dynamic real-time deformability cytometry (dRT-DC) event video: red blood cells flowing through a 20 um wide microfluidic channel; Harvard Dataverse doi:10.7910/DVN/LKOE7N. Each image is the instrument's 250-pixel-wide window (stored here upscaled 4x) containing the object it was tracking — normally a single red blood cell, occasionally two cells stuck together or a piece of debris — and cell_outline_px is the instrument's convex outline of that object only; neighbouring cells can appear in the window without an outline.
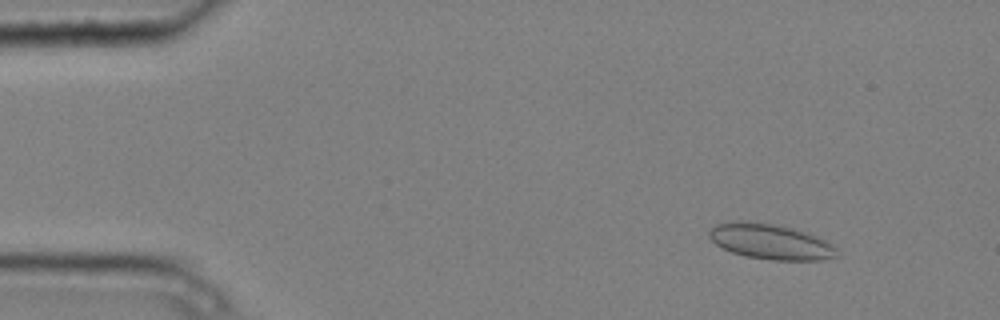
{"species": "common noctule bat (a hibernating species)", "species_latin": "Nyctalus noctula", "temperature_condition": "cold", "stored_images_in_passage": 4, "camera_frame_rate_fps": 3000, "um_per_image_px": 0.085, "animal": {"sex": "male", "body_mass_g": 20.4}, "frame": {"image": 1, "passage_image": 2, "time_ms": 0.333, "image_size_px": [1000, 320], "cell_outline_px": [[836, 256], [820, 260], [772, 260], [744, 256], [732, 252], [716, 244], [708, 236], [708, 232], [716, 224], [732, 220], [772, 224], [792, 228], [808, 232], [824, 240], [836, 248]], "centroid_in_image_um": [65.46, 20.53], "position_along_channel_um": 19.5, "area_um2": 26.07}}
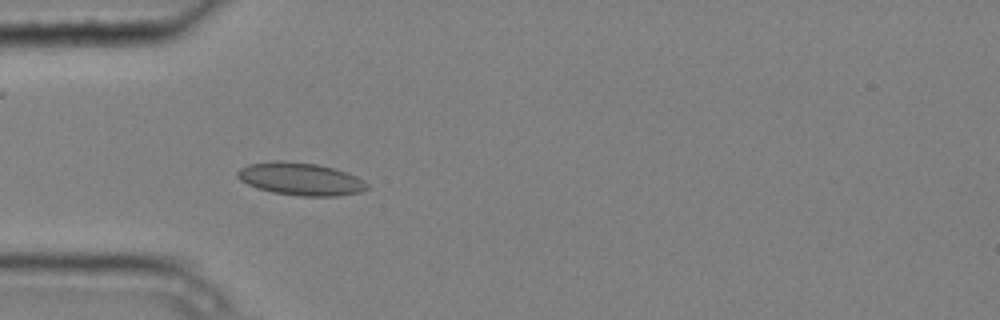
{"frame": {"image": 2, "passage_image": 4, "time_ms": 1.0, "image_size_px": [1000, 320], "cell_outline_px": [[368, 188], [360, 192], [336, 196], [300, 196], [272, 192], [248, 184], [240, 180], [236, 176], [236, 172], [240, 168], [248, 164], [276, 160], [280, 160], [316, 164], [336, 168], [356, 176], [364, 180], [368, 184]], "centroid_in_image_um": [25.55, 15.2], "position_along_channel_um": 59.4, "area_um2": 24.68}}